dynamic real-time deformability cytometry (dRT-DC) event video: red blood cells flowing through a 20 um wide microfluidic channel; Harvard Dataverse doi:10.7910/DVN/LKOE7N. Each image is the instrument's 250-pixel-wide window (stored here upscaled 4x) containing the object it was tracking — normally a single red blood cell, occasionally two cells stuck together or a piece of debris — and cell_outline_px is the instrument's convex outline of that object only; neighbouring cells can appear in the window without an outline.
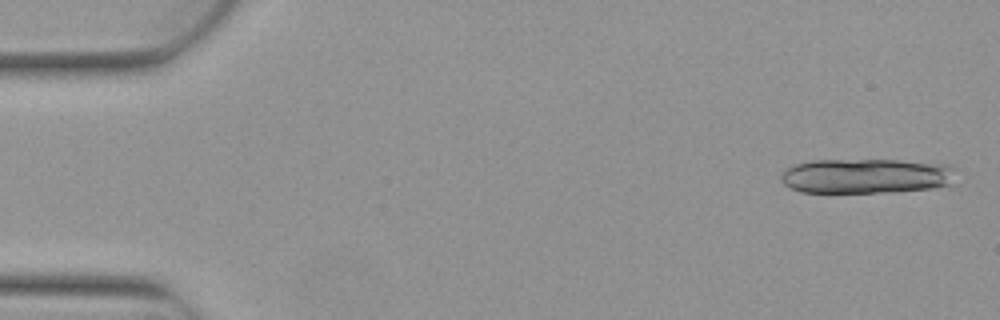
{"species": "Egyptian fruit bat (a non-hibernating species)", "species_latin": "Rousettus aegyptiacus", "temperature_condition": "warm", "stored_images_in_passage": 4, "camera_frame_rate_fps": 3000, "um_per_image_px": 0.085, "animal": {"sex": "female"}, "frame": {"image": 1, "passage_image": 1, "time_ms": 0.0, "image_size_px": [1000, 320], "cell_outline_px": [[956, 168], [952, 184], [932, 188], [896, 192], [800, 192], [784, 184], [780, 180], [780, 176], [788, 168], [796, 164], [812, 160], [896, 160], [952, 164]], "centroid_in_image_um": [73.69, 14.95], "position_along_channel_um": 11.3, "area_um2": 35.84}}